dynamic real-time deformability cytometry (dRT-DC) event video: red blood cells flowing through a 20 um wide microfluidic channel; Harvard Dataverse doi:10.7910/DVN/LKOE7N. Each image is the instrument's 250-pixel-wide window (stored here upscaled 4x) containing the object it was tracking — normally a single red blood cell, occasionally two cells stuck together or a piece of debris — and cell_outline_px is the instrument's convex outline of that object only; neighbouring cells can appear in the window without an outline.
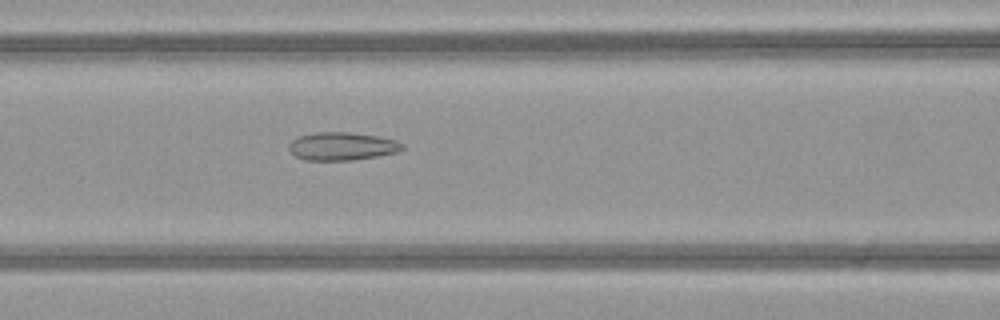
{"species": "common noctule bat (a hibernating species)", "species_latin": "Nyctalus noctula", "temperature_condition": "warm", "stored_images_in_passage": 50, "camera_frame_rate_fps": 3000, "um_per_image_px": 0.085, "animal": {"sex": "female", "body_mass_g": 21.9}, "frame": {"image": 1, "passage_image": 21, "time_ms": 6.667, "image_size_px": [1000, 320], "cell_outline_px": [[404, 148], [396, 152], [376, 156], [352, 160], [304, 160], [296, 156], [288, 148], [288, 144], [296, 136], [316, 132], [348, 132], [380, 136], [396, 140], [404, 144]], "centroid_in_image_um": [29.05, 12.42], "position_along_channel_um": 137.5, "area_um2": 18.61}}
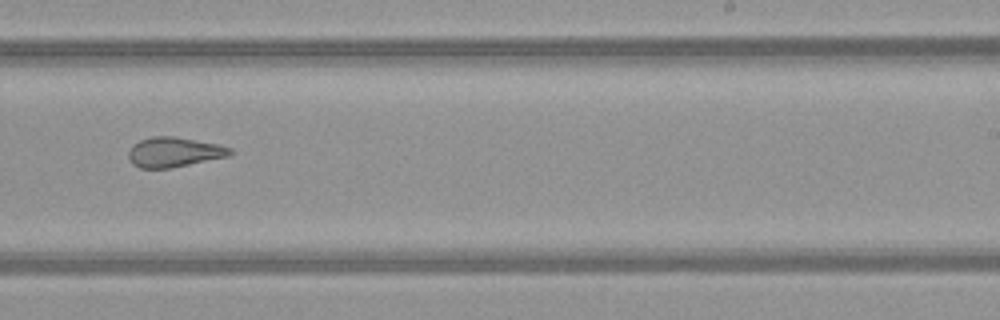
{"frame": {"image": 2, "passage_image": 31, "time_ms": 10.0, "image_size_px": [1000, 320], "cell_outline_px": [[232, 152], [228, 156], [172, 168], [140, 168], [132, 164], [128, 156], [128, 152], [132, 144], [140, 140], [152, 136], [172, 136], [220, 144], [232, 148]], "centroid_in_image_um": [14.78, 12.93], "position_along_channel_um": 274.2, "area_um2": 17.74}}
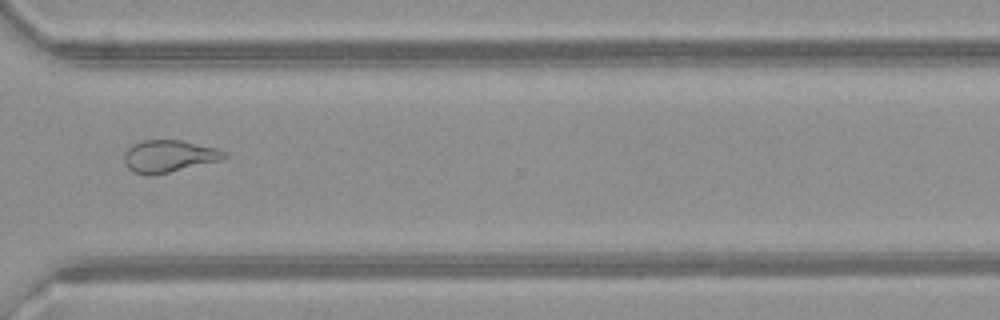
{"frame": {"image": 3, "passage_image": 37, "time_ms": 12.0, "image_size_px": [1000, 320], "cell_outline_px": [[228, 156], [220, 160], [152, 176], [148, 176], [132, 172], [124, 164], [124, 152], [132, 144], [144, 140], [180, 140], [216, 148], [224, 152]], "centroid_in_image_um": [14.29, 13.28], "position_along_channel_um": 356.3, "area_um2": 18.73}, "authors_computed_cell_mechanics": {"area_um2": 22.0507, "velocity_mm_per_s": 4.1078, "shape_relaxation_time_tau1_ms": null, "shape_relaxation_time_tau2_ms": 1.4855, "deformation_change_tau1": null, "deformation_change_tau2": 0.0925}}